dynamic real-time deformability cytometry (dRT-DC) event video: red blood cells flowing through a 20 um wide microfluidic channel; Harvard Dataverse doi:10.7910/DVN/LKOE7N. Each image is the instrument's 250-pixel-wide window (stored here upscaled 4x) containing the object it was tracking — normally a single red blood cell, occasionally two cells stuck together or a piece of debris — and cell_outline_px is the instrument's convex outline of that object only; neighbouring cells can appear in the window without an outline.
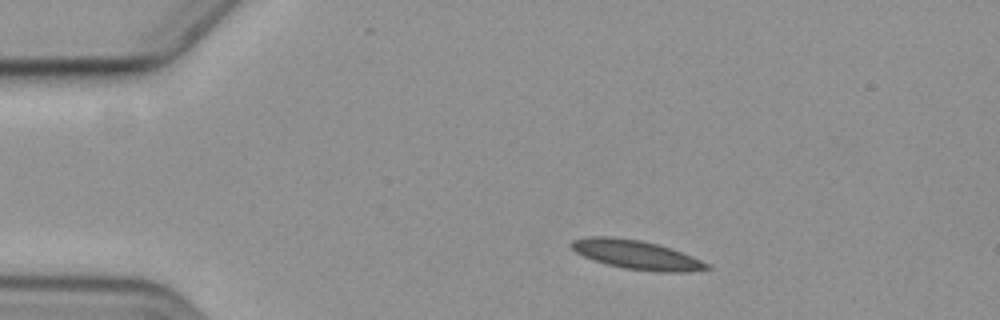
{"species": "common noctule bat (a hibernating species)", "species_latin": "Nyctalus noctula", "temperature_condition": "cold", "stored_images_in_passage": 6, "camera_frame_rate_fps": 3000, "um_per_image_px": 0.085, "animal": {"sex": "female", "body_mass_g": 19.3, "forearm_length_mm": 54.1}, "frame": {"image": 1, "passage_image": 2, "time_ms": 1.333, "image_size_px": [1000, 320], "cell_outline_px": [[712, 268], [692, 272], [656, 272], [624, 268], [608, 264], [584, 256], [576, 252], [568, 244], [572, 240], [588, 236], [612, 236], [640, 240], [672, 248], [712, 264]], "centroid_in_image_um": [54.15, 21.65], "position_along_channel_um": 30.8, "area_um2": 23.06}}
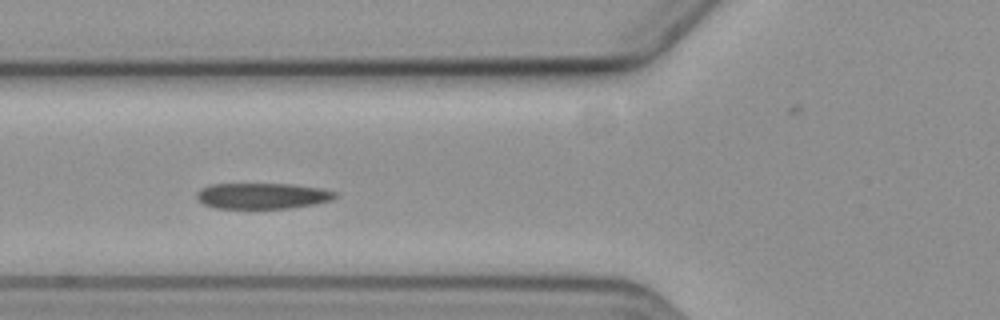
{"frame": {"image": 2, "passage_image": 5, "time_ms": 5.0, "image_size_px": [1000, 320], "cell_outline_px": [[336, 196], [332, 200], [316, 204], [292, 208], [216, 208], [204, 204], [196, 200], [196, 192], [200, 188], [212, 184], [292, 184], [320, 188], [336, 192]], "centroid_in_image_um": [22.28, 16.65], "position_along_channel_um": 103.5, "area_um2": 20.98}}